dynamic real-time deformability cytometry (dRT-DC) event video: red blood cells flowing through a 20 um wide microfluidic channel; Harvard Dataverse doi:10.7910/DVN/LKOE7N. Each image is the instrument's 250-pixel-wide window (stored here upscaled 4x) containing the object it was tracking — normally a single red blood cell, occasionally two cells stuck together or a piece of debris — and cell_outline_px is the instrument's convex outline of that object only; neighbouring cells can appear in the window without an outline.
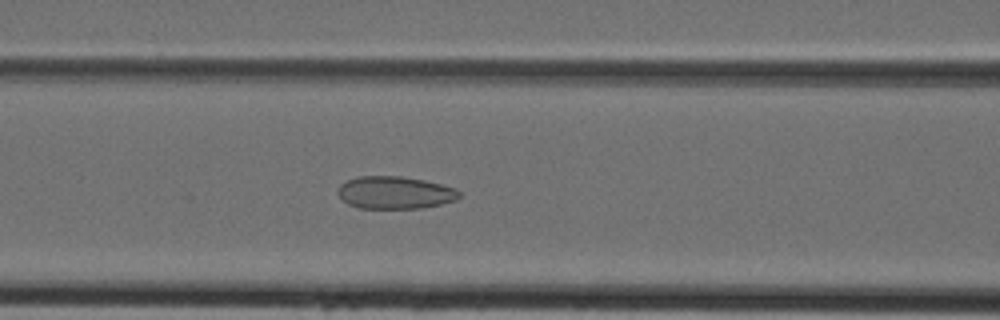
{"species": "Egyptian fruit bat (a non-hibernating species)", "species_latin": "Rousettus aegyptiacus", "temperature_condition": "cold", "stored_images_in_passage": 40, "camera_frame_rate_fps": 3000, "um_per_image_px": 0.085, "animal": {"sex": "female"}, "frame": {"image": 1, "passage_image": 17, "time_ms": 5.333, "image_size_px": [1000, 320], "cell_outline_px": [[460, 196], [456, 200], [440, 204], [420, 208], [356, 208], [348, 204], [340, 196], [340, 184], [348, 180], [360, 176], [400, 176], [424, 180], [456, 188], [460, 192]], "centroid_in_image_um": [33.59, 16.37], "position_along_channel_um": 133.0, "area_um2": 22.77}}
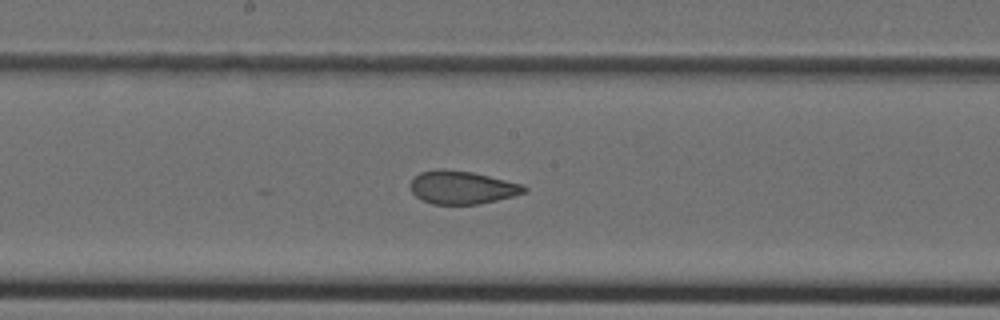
{"frame": {"image": 2, "passage_image": 22, "time_ms": 7.0, "image_size_px": [1000, 320], "cell_outline_px": [[528, 188], [524, 192], [512, 196], [496, 200], [476, 204], [432, 204], [416, 196], [412, 192], [412, 180], [420, 172], [436, 168], [444, 168], [472, 172], [524, 184]], "centroid_in_image_um": [39.28, 15.91], "position_along_channel_um": 208.9, "area_um2": 21.79}}
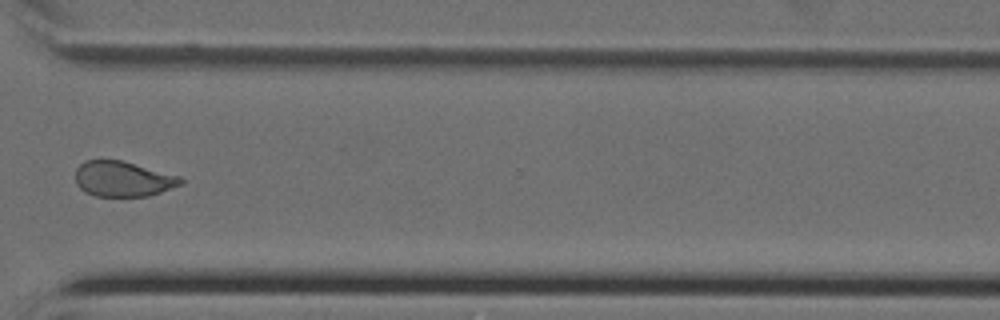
{"frame": {"image": 3, "passage_image": 32, "time_ms": 10.333, "image_size_px": [1000, 320], "cell_outline_px": [[184, 184], [148, 196], [96, 196], [84, 192], [76, 184], [76, 168], [84, 160], [120, 160], [180, 176], [184, 180]], "centroid_in_image_um": [10.45, 15.21], "position_along_channel_um": 360.2, "area_um2": 21.68}}